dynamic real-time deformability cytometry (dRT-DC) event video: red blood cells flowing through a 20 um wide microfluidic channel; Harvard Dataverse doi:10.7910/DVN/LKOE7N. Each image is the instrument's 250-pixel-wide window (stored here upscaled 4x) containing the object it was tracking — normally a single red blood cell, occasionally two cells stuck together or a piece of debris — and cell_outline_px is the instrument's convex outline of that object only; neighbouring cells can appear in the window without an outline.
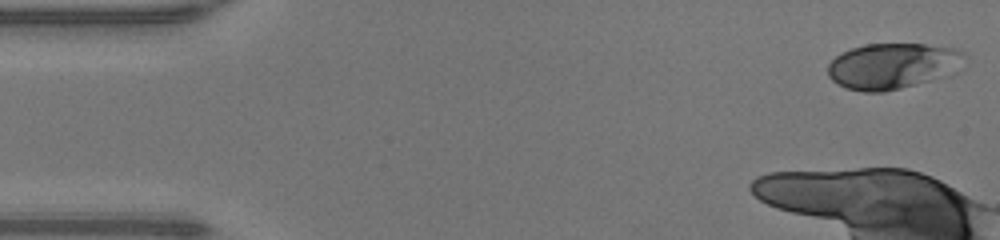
{"species": "human", "species_latin": "Homo sapiens", "temperature_condition": "warm", "stored_images_in_passage": 46, "camera_frame_rate_fps": 3000, "um_per_image_px": 0.085, "donor": {"sex": "male"}, "frame": {"image": 1, "passage_image": 1, "time_ms": 0.0, "image_size_px": [1000, 240], "cell_outline_px": [[968, 56], [948, 76], [884, 92], [864, 92], [848, 88], [832, 80], [828, 76], [828, 64], [836, 56], [852, 48], [864, 44], [924, 44], [956, 48], [964, 52]], "centroid_in_image_um": [75.89, 5.6], "position_along_channel_um": 9.1, "area_um2": 36.41}}
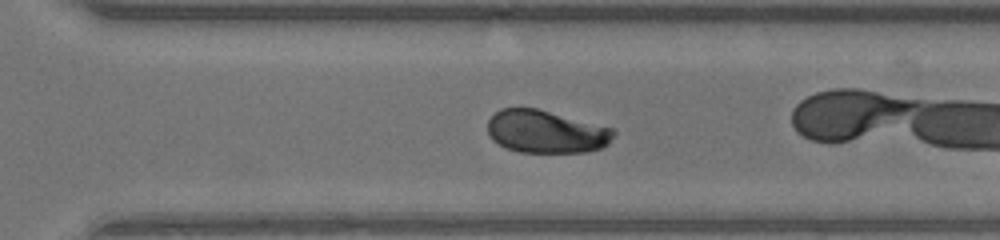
{"frame": {"image": 2, "passage_image": 31, "time_ms": 10.0, "image_size_px": [1000, 240], "cell_outline_px": [[616, 132], [608, 144], [600, 148], [588, 152], [520, 152], [508, 148], [492, 140], [488, 132], [488, 120], [500, 108], [536, 108], [612, 128]], "centroid_in_image_um": [46.41, 11.19], "position_along_channel_um": 324.2, "area_um2": 31.15}}
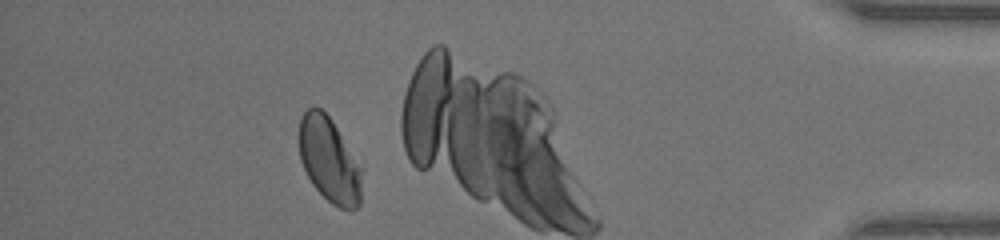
{"frame": {"image": 3, "passage_image": 41, "time_ms": 13.333, "image_size_px": [1000, 240], "cell_outline_px": [[360, 204], [352, 212], [348, 212], [332, 204], [312, 184], [300, 160], [300, 116], [308, 108], [320, 108], [332, 120], [360, 168]], "centroid_in_image_um": [27.96, 13.63], "position_along_channel_um": 407.2, "area_um2": 30.29}, "authors_computed_cell_mechanics": {"area_um2": 32.8882, "velocity_mm_per_s": 4.2558, "shape_relaxation_time_tau1_ms": 3.4438, "shape_relaxation_time_tau2_ms": 1.2628, "deformation_change_tau1": 0.1404, "deformation_change_tau2": 0.0346}}